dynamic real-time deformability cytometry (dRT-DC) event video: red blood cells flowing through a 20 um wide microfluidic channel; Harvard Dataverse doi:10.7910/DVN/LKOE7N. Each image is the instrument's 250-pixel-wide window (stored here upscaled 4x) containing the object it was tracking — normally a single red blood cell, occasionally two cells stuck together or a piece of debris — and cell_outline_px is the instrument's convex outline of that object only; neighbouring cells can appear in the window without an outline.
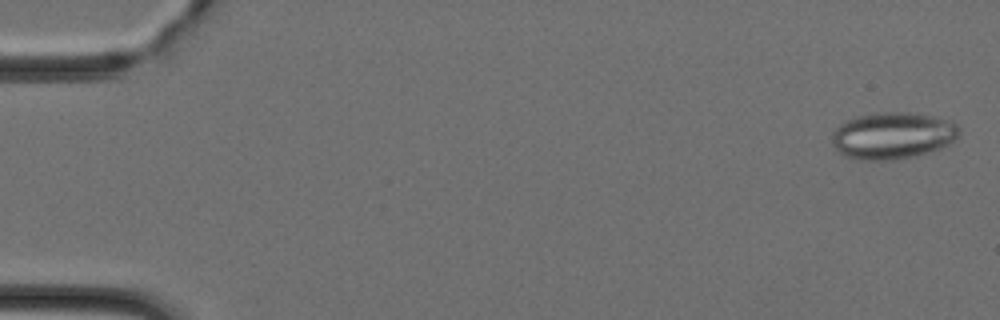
{"species": "Egyptian fruit bat (a non-hibernating species)", "species_latin": "Rousettus aegyptiacus", "temperature_condition": "cold", "stored_images_in_passage": 46, "camera_frame_rate_fps": 3000, "um_per_image_px": 0.085, "animal": {"sex": "female"}, "frame": {"image": 1, "passage_image": 1, "time_ms": 0.0, "image_size_px": [1000, 320], "cell_outline_px": [[960, 132], [948, 144], [940, 148], [892, 160], [860, 160], [848, 156], [840, 152], [832, 144], [832, 132], [844, 120], [856, 116], [876, 112], [908, 112], [932, 116], [956, 124], [960, 128]], "centroid_in_image_um": [75.81, 11.5], "position_along_channel_um": 9.2, "area_um2": 34.22}}
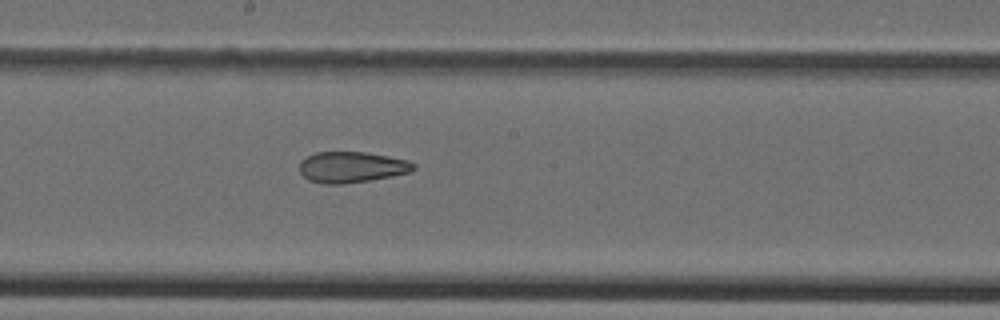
{"frame": {"image": 2, "passage_image": 25, "time_ms": 8.0, "image_size_px": [1000, 320], "cell_outline_px": [[416, 168], [412, 172], [392, 176], [344, 184], [324, 184], [308, 180], [300, 172], [300, 160], [316, 152], [364, 152], [388, 156], [408, 160], [416, 164]], "centroid_in_image_um": [29.91, 14.21], "position_along_channel_um": 218.3, "area_um2": 20.63}}
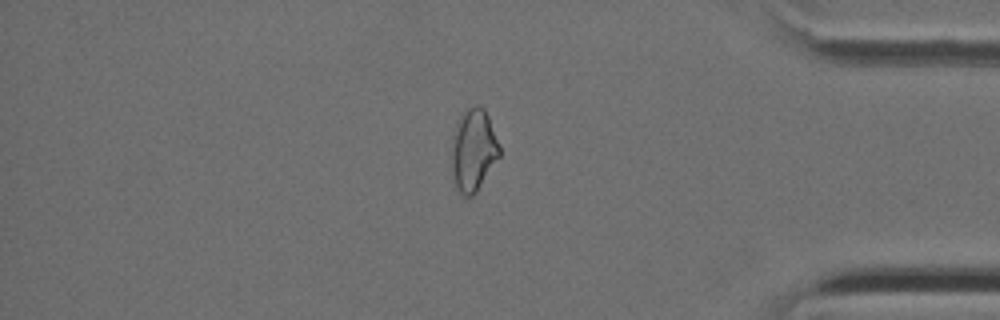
{"frame": {"image": 3, "passage_image": 39, "time_ms": 12.667, "image_size_px": [1000, 320], "cell_outline_px": [[500, 156], [476, 192], [472, 196], [464, 196], [460, 192], [452, 176], [452, 136], [460, 116], [468, 108], [476, 104], [480, 104], [484, 108], [488, 116], [500, 148]], "centroid_in_image_um": [40.24, 12.74], "position_along_channel_um": 395.0, "area_um2": 22.72}}